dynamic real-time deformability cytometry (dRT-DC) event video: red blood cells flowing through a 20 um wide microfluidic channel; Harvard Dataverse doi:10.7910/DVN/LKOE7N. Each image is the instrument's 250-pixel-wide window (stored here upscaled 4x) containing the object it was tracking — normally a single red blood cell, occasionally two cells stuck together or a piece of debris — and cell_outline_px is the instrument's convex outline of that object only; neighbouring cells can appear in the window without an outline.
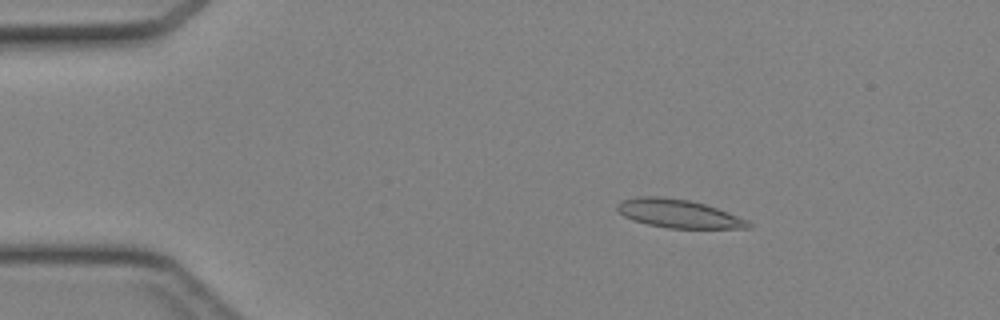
{"species": "Egyptian fruit bat (a non-hibernating species)", "species_latin": "Rousettus aegyptiacus", "temperature_condition": "cold", "stored_images_in_passage": 45, "camera_frame_rate_fps": 3000, "um_per_image_px": 0.085, "animal": {"sex": "female"}, "frame": {"image": 1, "passage_image": 8, "time_ms": 2.333, "image_size_px": [1000, 320], "cell_outline_px": [[752, 228], [668, 228], [648, 224], [632, 220], [624, 216], [616, 208], [616, 204], [624, 200], [640, 196], [660, 196], [688, 200], [704, 204], [716, 208], [748, 220], [752, 224]], "centroid_in_image_um": [57.67, 18.16], "position_along_channel_um": 27.3, "area_um2": 21.5}}
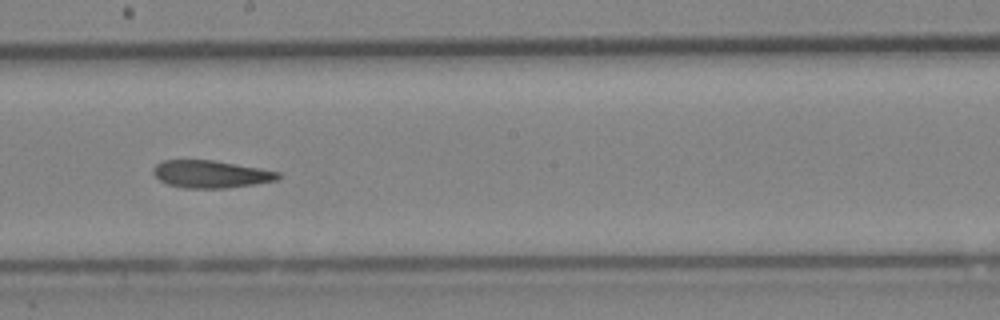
{"frame": {"image": 2, "passage_image": 26, "time_ms": 8.333, "image_size_px": [1000, 320], "cell_outline_px": [[280, 176], [276, 180], [256, 184], [224, 188], [184, 188], [168, 184], [160, 180], [152, 172], [152, 168], [156, 164], [164, 160], [212, 160], [260, 168], [280, 172]], "centroid_in_image_um": [17.91, 14.8], "position_along_channel_um": 230.3, "area_um2": 19.88}}
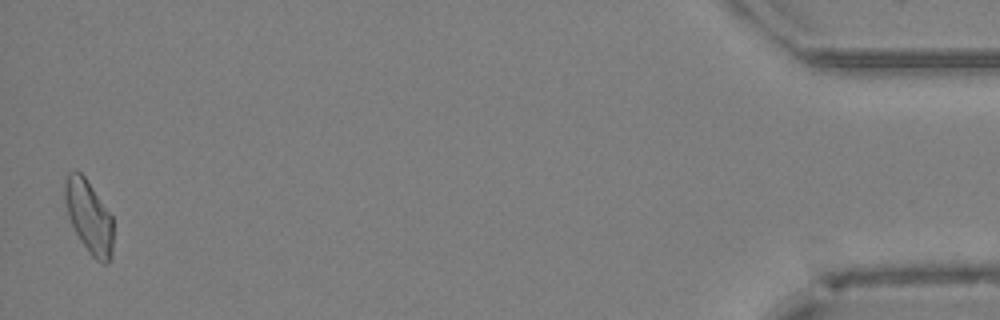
{"frame": {"image": 3, "passage_image": 45, "time_ms": 14.667, "image_size_px": [1000, 320], "cell_outline_px": [[112, 260], [108, 264], [104, 264], [96, 260], [88, 252], [80, 240], [68, 216], [64, 200], [64, 184], [68, 172], [80, 172], [84, 176], [112, 216]], "centroid_in_image_um": [7.56, 18.46], "position_along_channel_um": 427.6, "area_um2": 20.4}}